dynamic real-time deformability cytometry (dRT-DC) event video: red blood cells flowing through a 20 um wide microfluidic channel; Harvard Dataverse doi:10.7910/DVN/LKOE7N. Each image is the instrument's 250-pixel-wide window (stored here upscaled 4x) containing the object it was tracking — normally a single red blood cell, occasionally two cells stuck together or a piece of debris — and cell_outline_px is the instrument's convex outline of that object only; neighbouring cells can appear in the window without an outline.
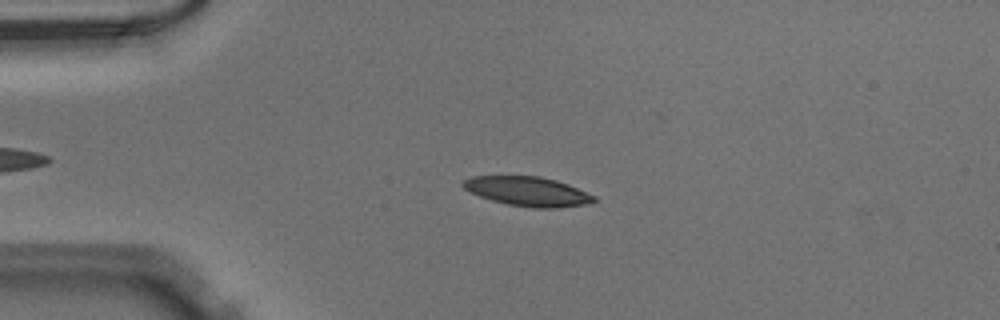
{"species": "Egyptian fruit bat (a non-hibernating species)", "species_latin": "Rousettus aegyptiacus", "temperature_condition": "warm", "stored_images_in_passage": 46, "camera_frame_rate_fps": 3000, "um_per_image_px": 0.085, "animal": {"sex": "male"}, "frame": {"image": 1, "passage_image": 12, "time_ms": 3.667, "image_size_px": [1000, 320], "cell_outline_px": [[596, 200], [592, 204], [560, 208], [532, 208], [508, 204], [492, 200], [480, 196], [464, 188], [460, 184], [464, 180], [472, 176], [540, 176], [556, 180], [568, 184], [596, 196]], "centroid_in_image_um": [44.91, 16.28], "position_along_channel_um": 40.1, "area_um2": 22.54}}
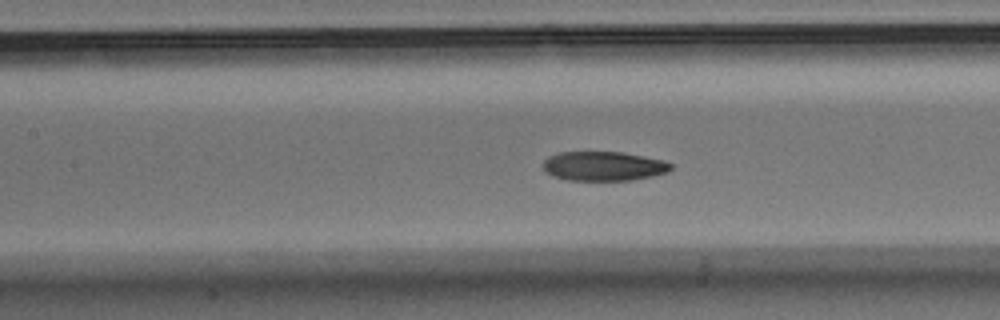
{"frame": {"image": 2, "passage_image": 23, "time_ms": 7.333, "image_size_px": [1000, 320], "cell_outline_px": [[672, 168], [668, 172], [652, 176], [632, 180], [568, 180], [552, 176], [544, 168], [544, 160], [548, 156], [560, 152], [620, 152], [644, 156], [664, 160], [672, 164]], "centroid_in_image_um": [51.33, 14.12], "position_along_channel_um": 156.1, "area_um2": 21.79}}
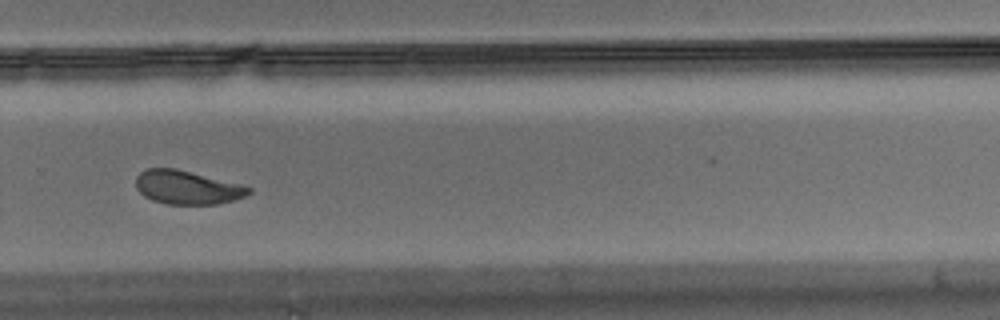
{"frame": {"image": 3, "passage_image": 35, "time_ms": 11.333, "image_size_px": [1000, 320], "cell_outline_px": [[252, 192], [244, 196], [232, 200], [216, 204], [164, 204], [152, 200], [144, 196], [136, 188], [136, 176], [140, 172], [148, 168], [176, 168], [252, 188]], "centroid_in_image_um": [15.85, 15.93], "position_along_channel_um": 314.0, "area_um2": 21.85}}